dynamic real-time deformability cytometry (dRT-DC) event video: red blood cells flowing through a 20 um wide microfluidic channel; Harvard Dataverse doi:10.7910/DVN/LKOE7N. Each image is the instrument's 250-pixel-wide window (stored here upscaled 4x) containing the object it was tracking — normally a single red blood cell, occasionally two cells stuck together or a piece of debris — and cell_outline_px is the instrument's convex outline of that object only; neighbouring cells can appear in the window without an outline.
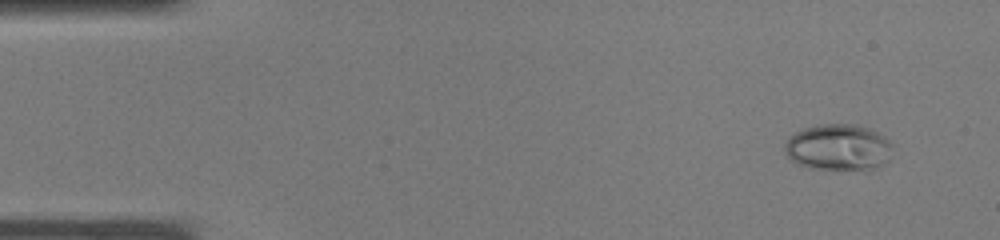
{"species": "common noctule bat (a hibernating species)", "species_latin": "Nyctalus noctula", "temperature_condition": "warm", "stored_images_in_passage": 37, "camera_frame_rate_fps": 3000, "um_per_image_px": 0.085, "animal": {"sex": "male", "body_mass_g": 19.0, "forearm_length_mm": 50.8}, "frame": {"image": 1, "passage_image": 3, "time_ms": 0.667, "image_size_px": [1000, 240], "cell_outline_px": [[892, 144], [888, 160], [884, 164], [876, 168], [864, 172], [808, 168], [796, 164], [784, 152], [784, 144], [796, 132], [804, 128], [816, 124], [856, 124], [868, 128], [884, 136]], "centroid_in_image_um": [71.27, 12.56], "position_along_channel_um": 13.7, "area_um2": 29.77}}
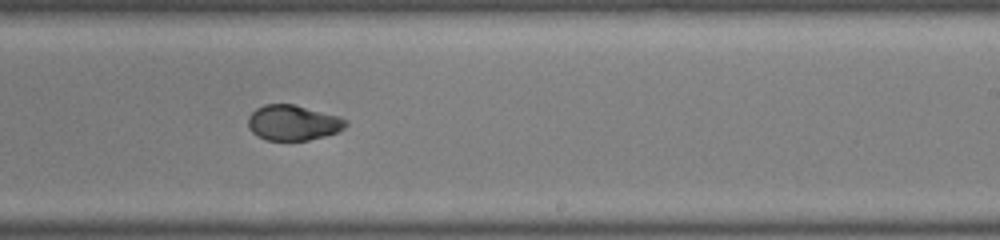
{"frame": {"image": 2, "passage_image": 23, "time_ms": 7.333, "image_size_px": [1000, 240], "cell_outline_px": [[348, 124], [344, 128], [336, 132], [324, 136], [308, 140], [264, 140], [256, 136], [248, 128], [248, 116], [256, 108], [264, 104], [292, 104], [340, 116], [348, 120]], "centroid_in_image_um": [24.89, 10.43], "position_along_channel_um": 264.1, "area_um2": 20.23}}
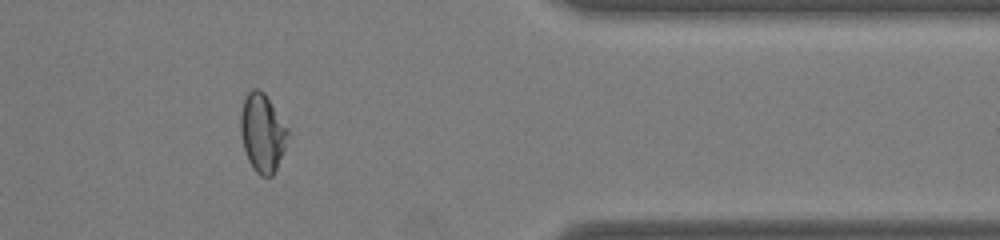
{"frame": {"image": 3, "passage_image": 31, "time_ms": 10.0, "image_size_px": [1000, 240], "cell_outline_px": [[288, 132], [284, 152], [272, 176], [260, 176], [252, 168], [248, 160], [244, 148], [240, 132], [240, 116], [244, 100], [248, 92], [252, 88], [260, 88], [264, 92], [288, 128]], "centroid_in_image_um": [22.29, 11.28], "position_along_channel_um": 389.1, "area_um2": 21.5}}